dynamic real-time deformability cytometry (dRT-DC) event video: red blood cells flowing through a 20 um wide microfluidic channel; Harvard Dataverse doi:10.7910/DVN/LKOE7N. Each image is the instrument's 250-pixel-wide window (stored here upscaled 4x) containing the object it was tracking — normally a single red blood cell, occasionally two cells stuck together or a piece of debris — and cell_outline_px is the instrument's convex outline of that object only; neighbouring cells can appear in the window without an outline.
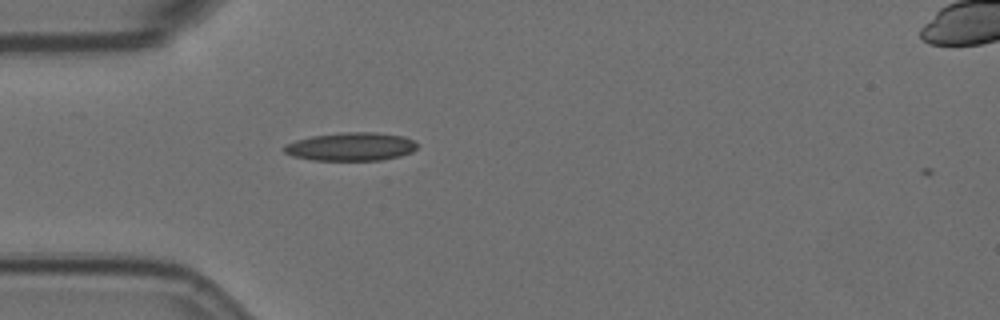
{"species": "Egyptian fruit bat (a non-hibernating species)", "species_latin": "Rousettus aegyptiacus", "temperature_condition": "room temperature", "stored_images_in_passage": 42, "camera_frame_rate_fps": 3000, "um_per_image_px": 0.085, "animal": {"sex": "female"}, "frame": {"image": 1, "passage_image": 2, "time_ms": 0.333, "image_size_px": [1000, 320], "cell_outline_px": [[416, 148], [412, 152], [400, 156], [380, 160], [312, 160], [292, 156], [284, 152], [284, 144], [296, 140], [312, 136], [340, 132], [376, 132], [404, 136], [412, 140], [416, 144]], "centroid_in_image_um": [29.81, 12.46], "position_along_channel_um": 55.2, "area_um2": 21.96}}
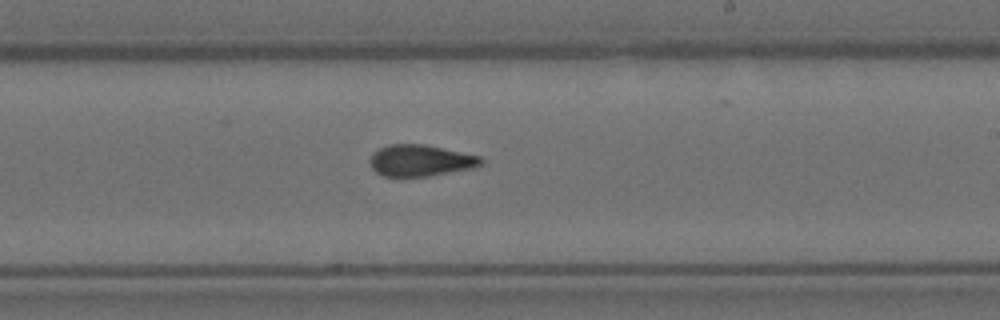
{"frame": {"image": 2, "passage_image": 19, "time_ms": 6.0, "image_size_px": [1000, 320], "cell_outline_px": [[484, 160], [480, 164], [472, 168], [428, 176], [384, 176], [376, 172], [372, 168], [368, 160], [372, 152], [388, 144], [424, 144], [480, 156]], "centroid_in_image_um": [35.69, 13.63], "position_along_channel_um": 253.3, "area_um2": 20.29}}
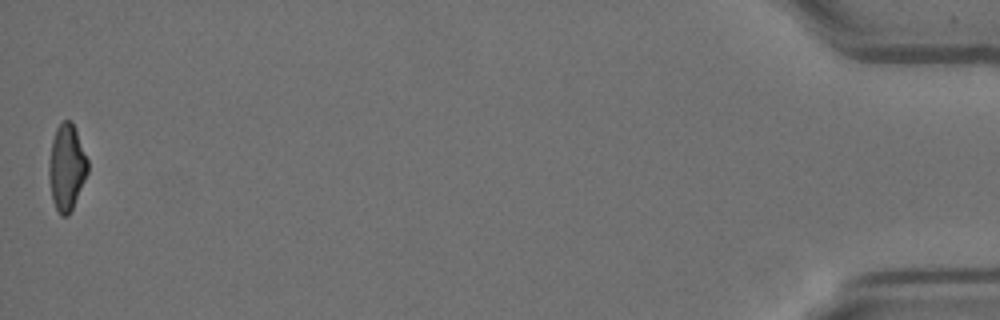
{"frame": {"image": 3, "passage_image": 42, "time_ms": 13.667, "image_size_px": [1000, 320], "cell_outline_px": [[88, 172], [72, 208], [68, 216], [60, 216], [52, 200], [48, 176], [48, 160], [52, 140], [56, 128], [64, 120], [72, 120], [88, 160]], "centroid_in_image_um": [5.64, 14.21], "position_along_channel_um": 429.6, "area_um2": 19.54}, "authors_computed_cell_mechanics": {"area_um2": 20.4323, "velocity_mm_per_s": 3.581, "shape_relaxation_time_tau1_ms": null, "shape_relaxation_time_tau2_ms": 3.6714, "deformation_change_tau1": null, "deformation_change_tau2": 0.1038}}